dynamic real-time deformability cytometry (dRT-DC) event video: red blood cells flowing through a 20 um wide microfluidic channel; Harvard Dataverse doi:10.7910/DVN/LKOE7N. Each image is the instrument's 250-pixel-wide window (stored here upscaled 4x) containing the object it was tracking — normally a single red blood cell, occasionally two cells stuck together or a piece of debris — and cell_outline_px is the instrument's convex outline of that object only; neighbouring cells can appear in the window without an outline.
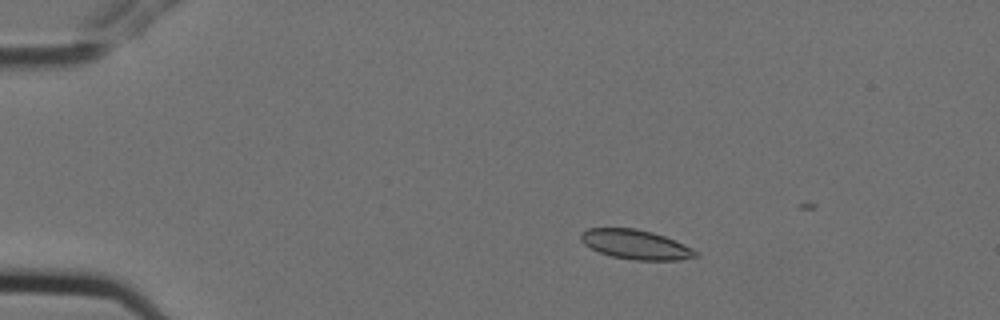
{"species": "Egyptian fruit bat (a non-hibernating species)", "species_latin": "Rousettus aegyptiacus", "temperature_condition": "cold", "stored_images_in_passage": 3, "camera_frame_rate_fps": 3000, "um_per_image_px": 0.085, "animal": {"sex": "female"}, "frame": {"image": 1, "passage_image": 1, "time_ms": 0.0, "image_size_px": [1000, 320], "cell_outline_px": [[700, 256], [680, 260], [632, 260], [612, 256], [600, 252], [584, 244], [580, 240], [580, 232], [588, 228], [636, 228], [652, 232], [664, 236], [684, 244], [700, 252]], "centroid_in_image_um": [54.06, 20.78], "position_along_channel_um": 30.9, "area_um2": 19.83}}